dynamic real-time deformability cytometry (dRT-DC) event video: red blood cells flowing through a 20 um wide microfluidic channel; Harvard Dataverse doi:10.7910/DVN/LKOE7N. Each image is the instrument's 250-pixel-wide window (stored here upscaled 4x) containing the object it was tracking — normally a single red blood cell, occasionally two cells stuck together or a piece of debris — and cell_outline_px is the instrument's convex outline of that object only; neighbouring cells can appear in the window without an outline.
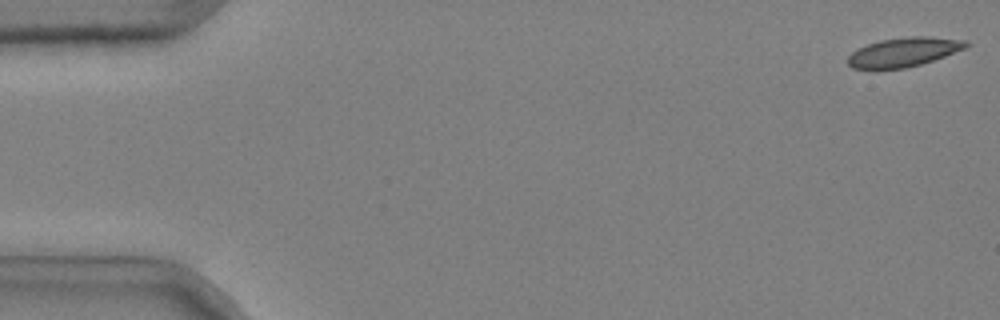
{"species": "common noctule bat (a hibernating species)", "species_latin": "Nyctalus noctula", "temperature_condition": "cold", "stored_images_in_passage": 4, "camera_frame_rate_fps": 3000, "um_per_image_px": 0.085, "animal": {"sex": "male", "body_mass_g": 20.4}, "frame": {"image": 1, "passage_image": 4, "time_ms": 1.0, "image_size_px": [1000, 320], "cell_outline_px": [[972, 44], [964, 48], [944, 56], [920, 64], [904, 68], [876, 72], [852, 68], [848, 64], [848, 56], [852, 52], [868, 44], [880, 40], [908, 36], [928, 36], [968, 40]], "centroid_in_image_um": [76.77, 4.46], "position_along_channel_um": 8.2, "area_um2": 20.58}}